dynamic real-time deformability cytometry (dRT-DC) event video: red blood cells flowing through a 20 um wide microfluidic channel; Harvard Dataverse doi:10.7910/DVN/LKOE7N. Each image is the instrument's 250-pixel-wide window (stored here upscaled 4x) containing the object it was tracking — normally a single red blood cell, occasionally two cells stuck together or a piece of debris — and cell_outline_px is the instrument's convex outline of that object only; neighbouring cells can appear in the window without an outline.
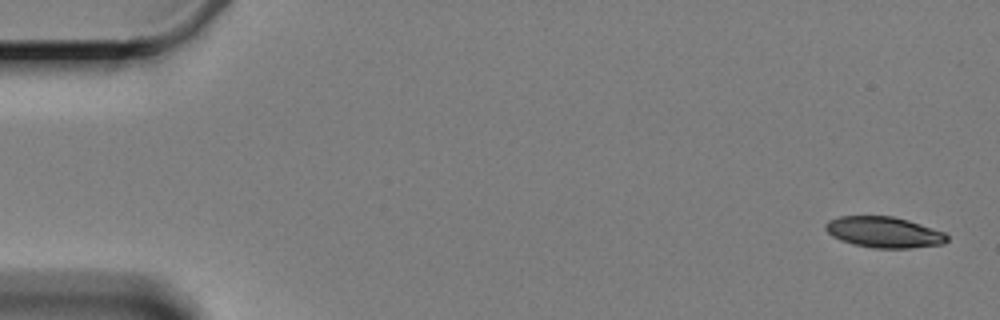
{"species": "Egyptian fruit bat (a non-hibernating species)", "species_latin": "Rousettus aegyptiacus", "temperature_condition": "cold", "stored_images_in_passage": 5, "camera_frame_rate_fps": 3000, "um_per_image_px": 0.085, "animal": {"sex": "female"}, "frame": {"image": 1, "passage_image": 1, "time_ms": 0.0, "image_size_px": [1000, 320], "cell_outline_px": [[948, 240], [944, 244], [912, 248], [872, 248], [852, 244], [840, 240], [832, 236], [824, 228], [824, 224], [828, 220], [840, 216], [892, 216], [908, 220], [944, 232], [948, 236]], "centroid_in_image_um": [75.12, 19.74], "position_along_channel_um": 9.9, "area_um2": 22.02}}
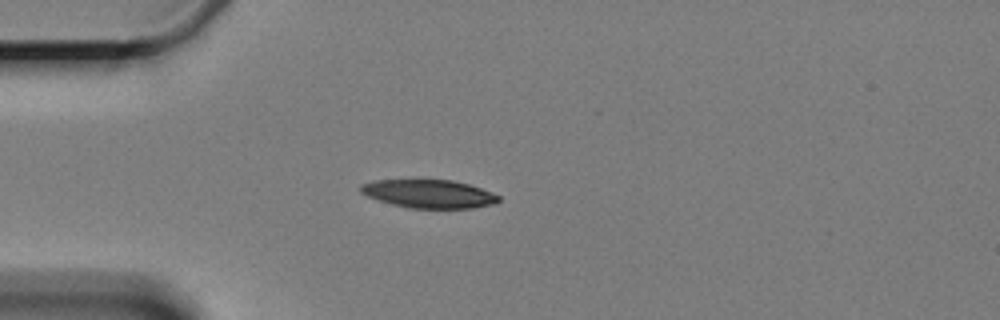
{"frame": {"image": 2, "passage_image": 5, "time_ms": 4.667, "image_size_px": [1000, 320], "cell_outline_px": [[500, 200], [496, 204], [472, 208], [408, 208], [392, 204], [368, 196], [360, 192], [360, 184], [376, 180], [452, 180], [468, 184], [480, 188], [500, 196]], "centroid_in_image_um": [36.47, 16.48], "position_along_channel_um": 48.5, "area_um2": 22.66}}